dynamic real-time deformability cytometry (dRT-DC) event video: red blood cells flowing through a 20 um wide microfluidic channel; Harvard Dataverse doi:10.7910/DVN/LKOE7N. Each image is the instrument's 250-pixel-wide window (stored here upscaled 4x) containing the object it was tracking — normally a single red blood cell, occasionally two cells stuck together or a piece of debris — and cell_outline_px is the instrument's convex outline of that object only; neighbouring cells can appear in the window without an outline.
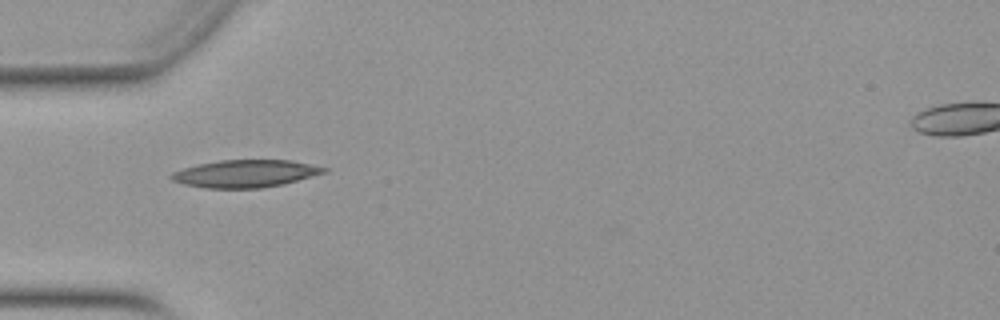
{"species": "Egyptian fruit bat (a non-hibernating species)", "species_latin": "Rousettus aegyptiacus", "temperature_condition": "warm", "stored_images_in_passage": 26, "camera_frame_rate_fps": 3000, "um_per_image_px": 0.085, "animal": {"sex": "female"}, "frame": {"image": 1, "passage_image": 1, "time_ms": 0.0, "image_size_px": [1000, 320], "cell_outline_px": [[328, 172], [284, 184], [260, 188], [208, 188], [184, 184], [172, 180], [168, 176], [172, 172], [196, 164], [220, 160], [292, 160], [328, 168]], "centroid_in_image_um": [20.87, 14.75], "position_along_channel_um": 64.1, "area_um2": 24.51}}
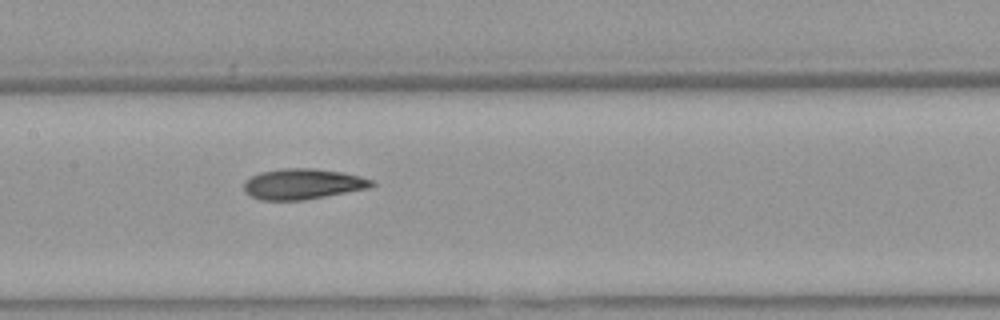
{"frame": {"image": 2, "passage_image": 10, "time_ms": 3.0, "image_size_px": [1000, 320], "cell_outline_px": [[376, 184], [368, 188], [304, 200], [260, 200], [244, 192], [244, 180], [260, 172], [284, 168], [312, 168], [340, 172], [360, 176], [376, 180]], "centroid_in_image_um": [25.73, 15.64], "position_along_channel_um": 181.7, "area_um2": 22.77}}
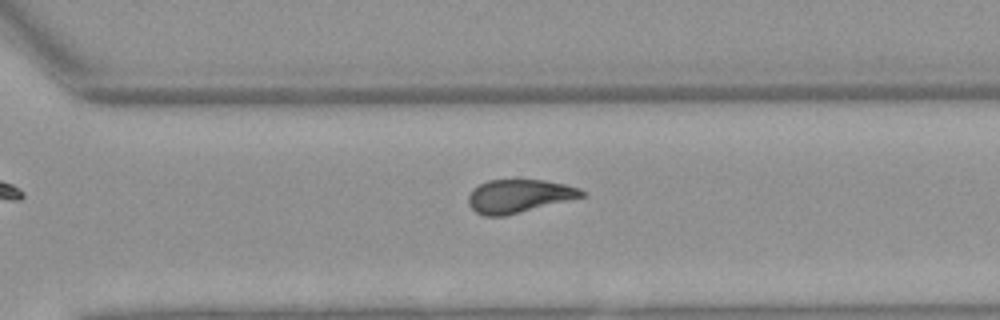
{"frame": {"image": 3, "passage_image": 21, "time_ms": 6.667, "image_size_px": [1000, 320], "cell_outline_px": [[588, 196], [504, 216], [484, 216], [476, 212], [468, 204], [468, 196], [472, 188], [488, 180], [544, 180], [564, 184], [580, 188], [588, 192]], "centroid_in_image_um": [44.15, 16.66], "position_along_channel_um": 326.5, "area_um2": 22.2}, "authors_computed_cell_mechanics": {"area_um2": 22.6576, "velocity_mm_per_s": 3.9614, "shape_relaxation_time_tau1_ms": null, "shape_relaxation_time_tau2_ms": 3.0047, "deformation_change_tau1": null, "deformation_change_tau2": 0.1035}}